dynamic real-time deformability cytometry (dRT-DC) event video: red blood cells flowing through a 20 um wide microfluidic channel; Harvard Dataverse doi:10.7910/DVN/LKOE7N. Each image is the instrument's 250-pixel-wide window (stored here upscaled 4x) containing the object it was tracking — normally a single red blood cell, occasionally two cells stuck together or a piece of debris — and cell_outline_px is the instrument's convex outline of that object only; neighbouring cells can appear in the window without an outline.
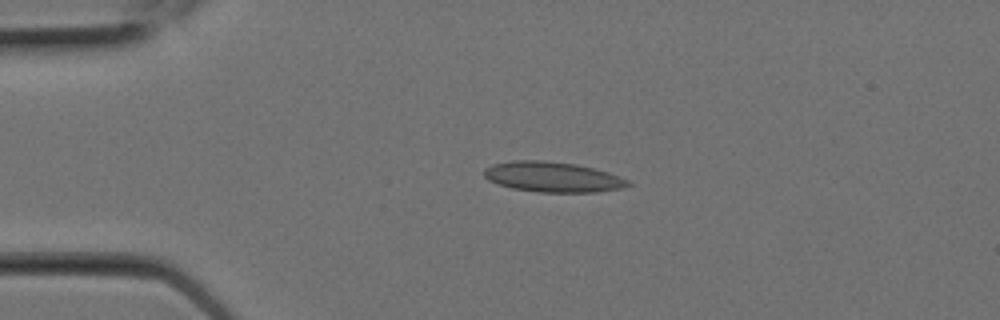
{"species": "Egyptian fruit bat (a non-hibernating species)", "species_latin": "Rousettus aegyptiacus", "temperature_condition": "room temperature", "stored_images_in_passage": 6, "camera_frame_rate_fps": 3000, "um_per_image_px": 0.085, "animal": {"sex": "female"}, "frame": {"image": 1, "passage_image": 2, "time_ms": 0.333, "image_size_px": [1000, 320], "cell_outline_px": [[632, 184], [624, 188], [596, 192], [540, 192], [512, 188], [496, 184], [488, 180], [484, 176], [484, 168], [492, 164], [512, 160], [544, 160], [576, 164], [608, 172], [620, 176], [628, 180]], "centroid_in_image_um": [46.97, 15.04], "position_along_channel_um": 38.0, "area_um2": 25.55}}
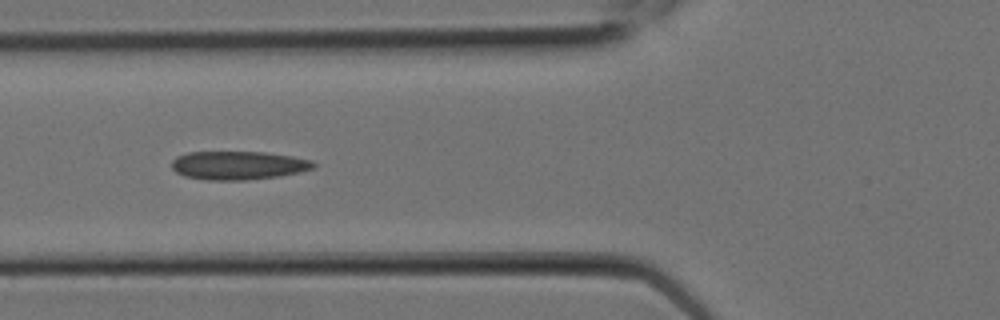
{"frame": {"image": 2, "passage_image": 5, "time_ms": 1.333, "image_size_px": [1000, 320], "cell_outline_px": [[316, 168], [300, 172], [276, 176], [244, 180], [208, 180], [184, 176], [176, 172], [172, 168], [172, 160], [176, 156], [188, 152], [264, 152], [292, 156], [312, 160], [316, 164]], "centroid_in_image_um": [20.25, 14.05], "position_along_channel_um": 105.5, "area_um2": 23.58}}
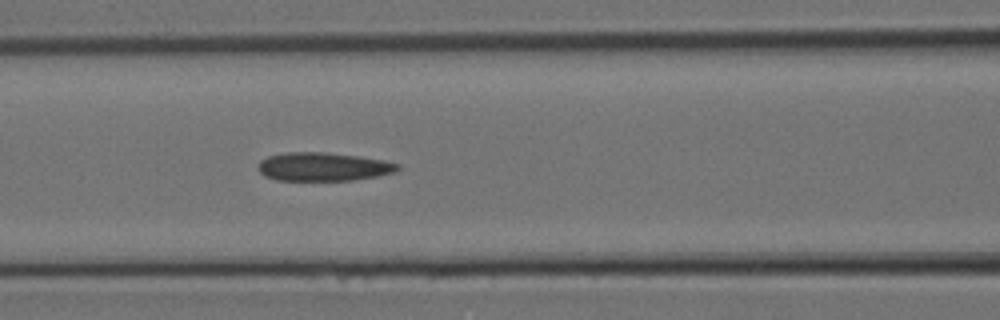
{"frame": {"image": 3, "passage_image": 6, "time_ms": 1.667, "image_size_px": [1000, 320], "cell_outline_px": [[400, 168], [396, 172], [376, 176], [352, 180], [276, 180], [264, 176], [256, 168], [256, 164], [260, 160], [268, 156], [284, 152], [324, 152], [356, 156], [384, 160], [400, 164]], "centroid_in_image_um": [27.43, 14.17], "position_along_channel_um": 139.2, "area_um2": 23.29}}